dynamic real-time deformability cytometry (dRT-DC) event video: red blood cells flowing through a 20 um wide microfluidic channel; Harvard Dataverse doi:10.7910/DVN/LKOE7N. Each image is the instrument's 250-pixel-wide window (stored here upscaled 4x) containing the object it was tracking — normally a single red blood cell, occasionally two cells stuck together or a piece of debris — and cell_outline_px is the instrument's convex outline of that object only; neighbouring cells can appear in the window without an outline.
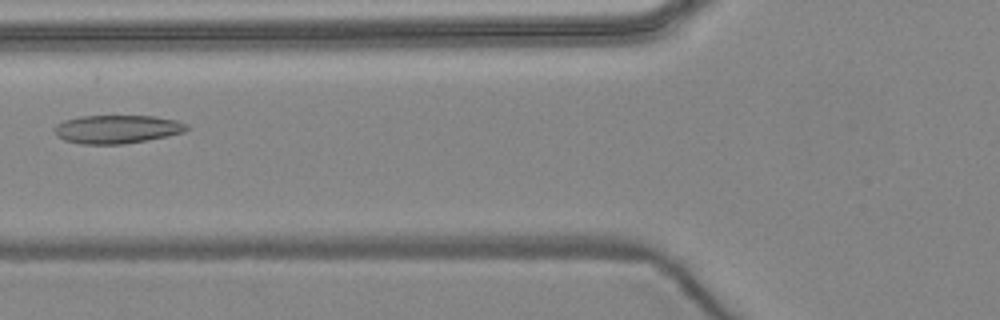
{"species": "common noctule bat (a hibernating species)", "species_latin": "Nyctalus noctula", "temperature_condition": "warm", "stored_images_in_passage": 7, "camera_frame_rate_fps": 3000, "um_per_image_px": 0.085, "animal": {"sex": "female", "body_mass_g": 24.6, "forearm_length_mm": 56.2}, "frame": {"image": 1, "passage_image": 5, "time_ms": 4.667, "image_size_px": [1000, 320], "cell_outline_px": [[188, 128], [184, 132], [168, 136], [148, 140], [124, 144], [80, 144], [64, 140], [56, 136], [52, 128], [56, 124], [64, 120], [80, 116], [152, 116], [176, 120], [188, 124]], "centroid_in_image_um": [9.91, 10.98], "position_along_channel_um": 115.9, "area_um2": 22.08}}
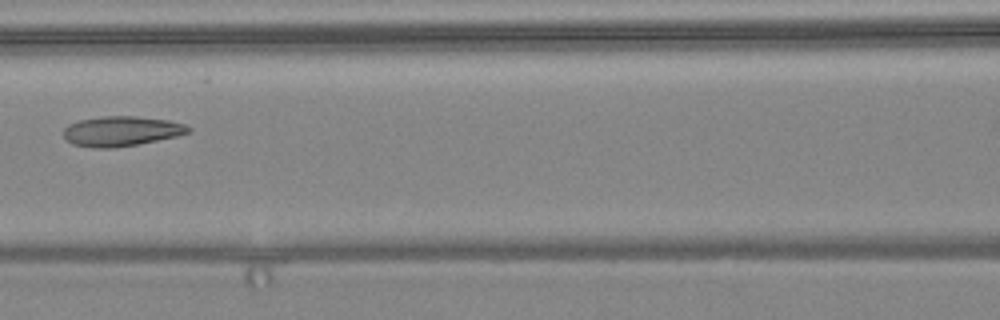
{"frame": {"image": 2, "passage_image": 6, "time_ms": 5.667, "image_size_px": [1000, 320], "cell_outline_px": [[192, 132], [176, 136], [140, 144], [112, 148], [92, 148], [72, 144], [64, 136], [64, 128], [68, 124], [80, 120], [104, 116], [136, 116], [168, 120], [184, 124], [192, 128]], "centroid_in_image_um": [10.33, 11.15], "position_along_channel_um": 156.3, "area_um2": 21.85}}